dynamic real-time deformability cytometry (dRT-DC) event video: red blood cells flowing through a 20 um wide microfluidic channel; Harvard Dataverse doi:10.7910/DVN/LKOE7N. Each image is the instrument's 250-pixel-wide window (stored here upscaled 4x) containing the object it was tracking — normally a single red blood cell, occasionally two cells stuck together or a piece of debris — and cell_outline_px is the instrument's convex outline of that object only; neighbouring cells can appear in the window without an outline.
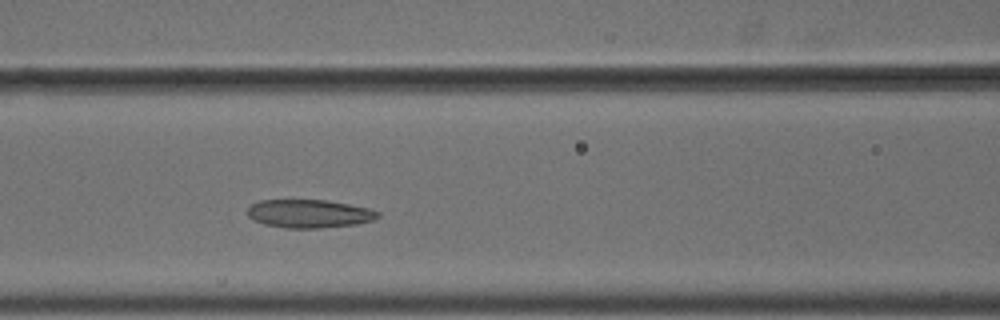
{"species": "common noctule bat (a hibernating species)", "species_latin": "Nyctalus noctula", "temperature_condition": "cold", "stored_images_in_passage": 3, "camera_frame_rate_fps": 3000, "um_per_image_px": 0.085, "animal": {"sex": "male", "body_mass_g": 18.8}, "frame": {"image": 1, "passage_image": 3, "time_ms": 0.667, "image_size_px": [1000, 320], "cell_outline_px": [[380, 216], [372, 220], [356, 224], [320, 228], [284, 228], [264, 224], [252, 220], [248, 216], [248, 208], [252, 204], [260, 200], [324, 200], [372, 208], [380, 212]], "centroid_in_image_um": [26.29, 18.16], "position_along_channel_um": 140.3, "area_um2": 21.56}}